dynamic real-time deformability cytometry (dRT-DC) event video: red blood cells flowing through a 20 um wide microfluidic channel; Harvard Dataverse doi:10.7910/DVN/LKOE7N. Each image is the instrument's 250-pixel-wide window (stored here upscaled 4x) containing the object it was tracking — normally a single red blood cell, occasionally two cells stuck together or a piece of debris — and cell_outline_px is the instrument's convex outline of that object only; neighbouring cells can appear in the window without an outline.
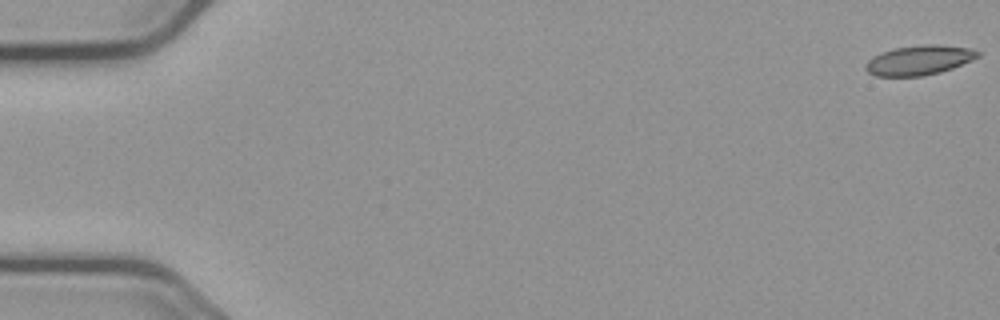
{"species": "common noctule bat (a hibernating species)", "species_latin": "Nyctalus noctula", "temperature_condition": "cold", "stored_images_in_passage": 57, "camera_frame_rate_fps": 3000, "um_per_image_px": 0.085, "animal": {"sex": "male", "body_mass_g": 23.1, "forearm_length_mm": 52.7}, "frame": {"image": 1, "passage_image": 1, "time_ms": 0.0, "image_size_px": [1000, 320], "cell_outline_px": [[980, 56], [972, 60], [952, 68], [940, 72], [924, 76], [876, 76], [868, 72], [864, 68], [864, 64], [872, 56], [880, 52], [892, 48], [924, 44], [936, 44], [972, 48], [980, 52]], "centroid_in_image_um": [78.1, 5.1], "position_along_channel_um": 6.9, "area_um2": 19.65}}
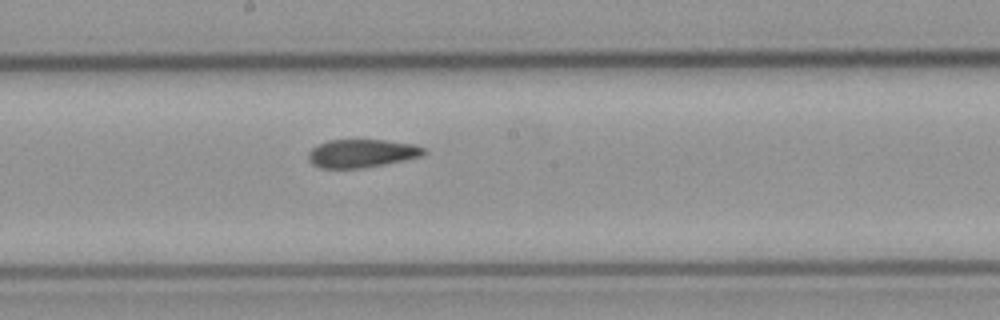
{"frame": {"image": 2, "passage_image": 31, "time_ms": 10.0, "image_size_px": [1000, 320], "cell_outline_px": [[428, 152], [424, 156], [384, 164], [360, 168], [320, 168], [312, 164], [308, 160], [308, 152], [312, 148], [328, 140], [384, 140], [412, 144], [424, 148]], "centroid_in_image_um": [30.75, 13.04], "position_along_channel_um": 217.4, "area_um2": 18.96}}
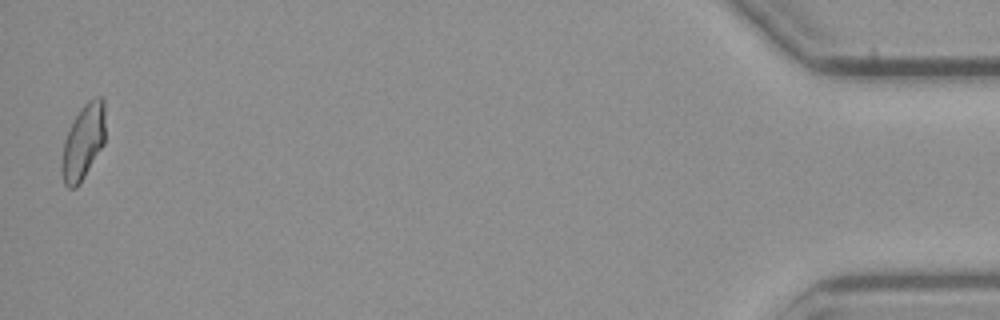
{"frame": {"image": 3, "passage_image": 56, "time_ms": 18.333, "image_size_px": [1000, 320], "cell_outline_px": [[104, 144], [80, 184], [76, 188], [68, 188], [64, 184], [60, 168], [64, 140], [80, 108], [88, 100], [96, 96], [104, 96]], "centroid_in_image_um": [7.07, 12.08], "position_along_channel_um": 428.1, "area_um2": 19.13}, "authors_computed_cell_mechanics": {"area_um2": 19.652, "velocity_mm_per_s": 3.687, "shape_relaxation_time_tau1_ms": null, "shape_relaxation_time_tau2_ms": 3.7011, "deformation_change_tau1": null, "deformation_change_tau2": 0.0904}}